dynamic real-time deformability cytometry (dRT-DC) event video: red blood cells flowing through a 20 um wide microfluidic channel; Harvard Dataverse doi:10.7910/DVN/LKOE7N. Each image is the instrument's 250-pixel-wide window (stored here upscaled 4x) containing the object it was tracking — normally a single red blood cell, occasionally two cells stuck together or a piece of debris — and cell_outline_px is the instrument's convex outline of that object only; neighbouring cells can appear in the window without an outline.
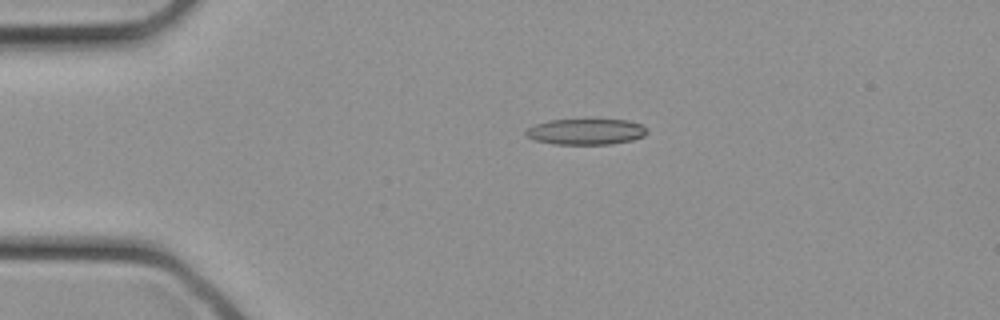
{"species": "common noctule bat (a hibernating species)", "species_latin": "Nyctalus noctula", "temperature_condition": "cold", "stored_images_in_passage": 26, "camera_frame_rate_fps": 3000, "um_per_image_px": 0.085, "animal": {"sex": "female", "body_mass_g": 21.9}, "frame": {"image": 1, "passage_image": 1, "time_ms": 0.0, "image_size_px": [1000, 320], "cell_outline_px": [[648, 132], [644, 136], [632, 140], [612, 144], [556, 144], [532, 140], [524, 132], [528, 128], [536, 124], [548, 120], [584, 116], [628, 120], [640, 124], [648, 128]], "centroid_in_image_um": [49.82, 11.13], "position_along_channel_um": 35.2, "area_um2": 19.42}}
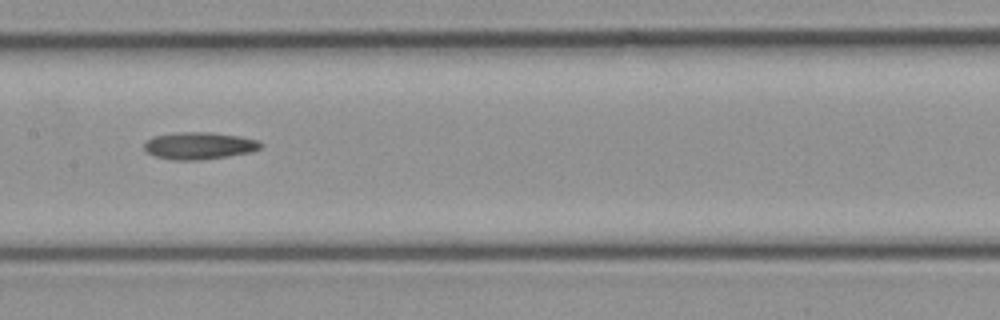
{"frame": {"image": 2, "passage_image": 10, "time_ms": 3.0, "image_size_px": [1000, 320], "cell_outline_px": [[264, 144], [260, 148], [248, 152], [224, 156], [196, 160], [172, 160], [156, 156], [144, 152], [144, 144], [152, 136], [176, 132], [208, 132], [240, 136], [260, 140]], "centroid_in_image_um": [16.9, 12.37], "position_along_channel_um": 190.5, "area_um2": 18.38}}
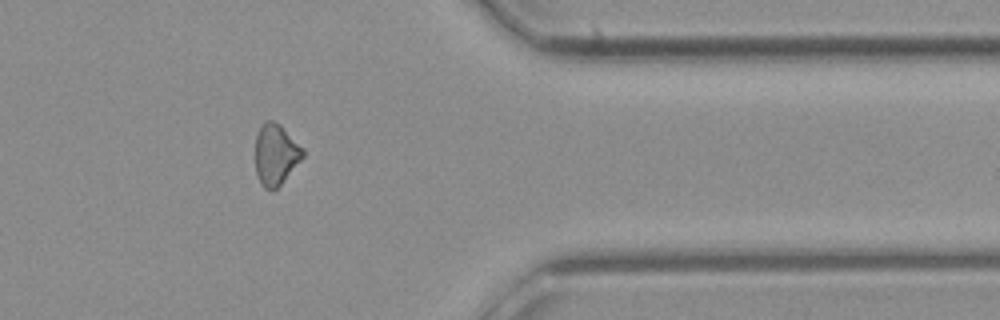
{"frame": {"image": 3, "passage_image": 20, "time_ms": 6.333, "image_size_px": [1000, 320], "cell_outline_px": [[304, 156], [280, 184], [272, 192], [264, 188], [260, 184], [256, 176], [256, 136], [260, 124], [264, 120], [272, 120], [280, 124], [304, 148]], "centroid_in_image_um": [23.42, 13.11], "position_along_channel_um": 388.0, "area_um2": 17.05}}